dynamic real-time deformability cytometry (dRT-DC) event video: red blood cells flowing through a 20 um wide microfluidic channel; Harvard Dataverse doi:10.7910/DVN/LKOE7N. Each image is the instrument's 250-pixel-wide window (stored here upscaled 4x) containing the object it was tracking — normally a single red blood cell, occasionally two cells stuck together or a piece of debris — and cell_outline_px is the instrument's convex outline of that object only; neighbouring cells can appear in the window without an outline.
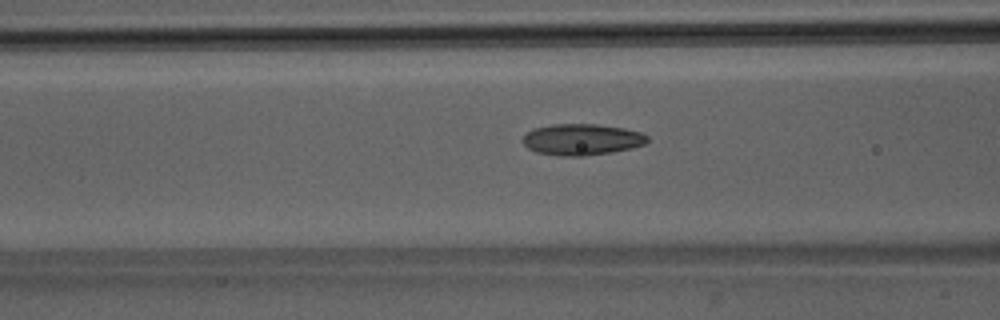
{"species": "Egyptian fruit bat (a non-hibernating species)", "species_latin": "Rousettus aegyptiacus", "temperature_condition": "room temperature", "stored_images_in_passage": 51, "camera_frame_rate_fps": 3000, "um_per_image_px": 0.085, "animal": {"sex": "male"}, "frame": {"image": 1, "passage_image": 21, "time_ms": 6.667, "image_size_px": [1000, 320], "cell_outline_px": [[648, 140], [644, 144], [632, 148], [612, 152], [584, 156], [560, 156], [536, 152], [528, 148], [520, 140], [528, 132], [536, 128], [552, 124], [596, 124], [624, 128], [640, 132], [648, 136]], "centroid_in_image_um": [49.45, 11.86], "position_along_channel_um": 117.2, "area_um2": 22.72}}
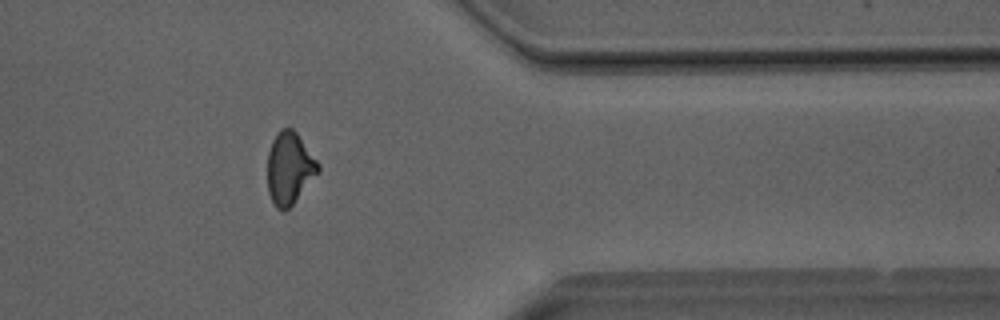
{"frame": {"image": 2, "passage_image": 42, "time_ms": 13.667, "image_size_px": [1000, 320], "cell_outline_px": [[320, 172], [292, 204], [284, 212], [276, 208], [272, 204], [268, 192], [268, 152], [272, 140], [280, 128], [288, 124], [296, 132], [320, 164]], "centroid_in_image_um": [24.6, 14.28], "position_along_channel_um": 386.8, "area_um2": 21.56}}
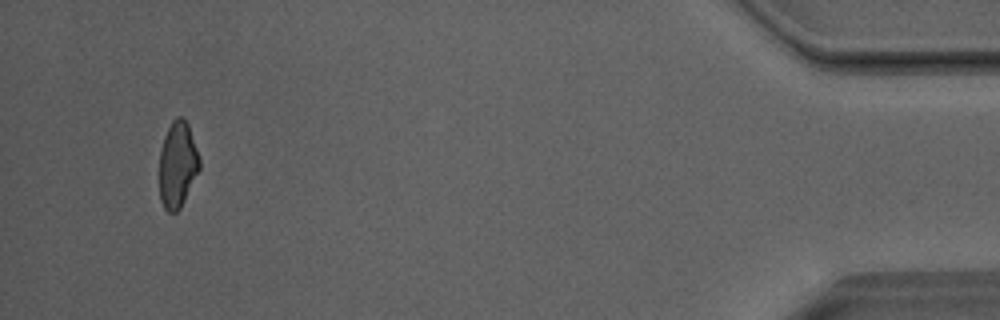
{"frame": {"image": 3, "passage_image": 49, "time_ms": 16.0, "image_size_px": [1000, 320], "cell_outline_px": [[200, 168], [180, 208], [176, 212], [168, 212], [164, 208], [160, 200], [160, 148], [164, 136], [172, 120], [176, 116], [184, 116], [188, 124], [200, 160]], "centroid_in_image_um": [15.08, 13.97], "position_along_channel_um": 420.1, "area_um2": 20.06}, "authors_computed_cell_mechanics": {"area_um2": 21.964, "velocity_mm_per_s": 4.0658, "shape_relaxation_time_tau1_ms": 7.6555, "shape_relaxation_time_tau2_ms": 2.2735, "deformation_change_tau1": 0.192, "deformation_change_tau2": 0.1001}}